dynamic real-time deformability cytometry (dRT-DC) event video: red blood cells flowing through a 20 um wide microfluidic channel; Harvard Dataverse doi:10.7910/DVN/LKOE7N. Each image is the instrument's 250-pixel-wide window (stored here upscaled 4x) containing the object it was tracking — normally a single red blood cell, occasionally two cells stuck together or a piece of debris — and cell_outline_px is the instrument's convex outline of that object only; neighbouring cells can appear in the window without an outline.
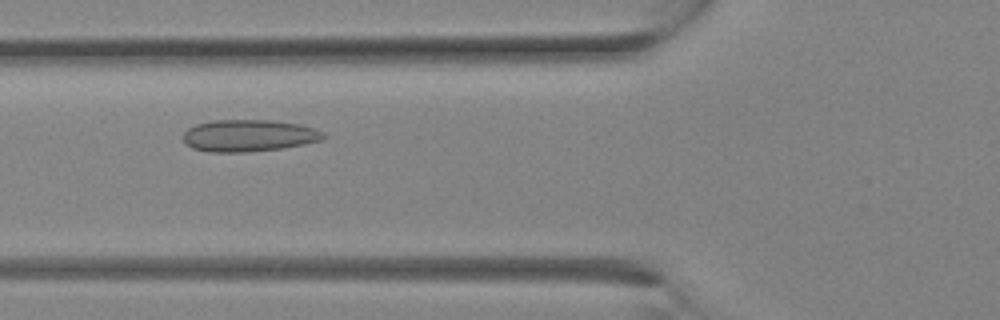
{"species": "Egyptian fruit bat (a non-hibernating species)", "species_latin": "Rousettus aegyptiacus", "temperature_condition": "room temperature", "stored_images_in_passage": 27, "camera_frame_rate_fps": 3000, "um_per_image_px": 0.085, "animal": {"sex": "female"}, "frame": {"image": 1, "passage_image": 9, "time_ms": 2.667, "image_size_px": [1000, 320], "cell_outline_px": [[324, 136], [320, 140], [304, 144], [284, 148], [244, 152], [208, 152], [192, 148], [184, 140], [184, 132], [188, 128], [196, 124], [216, 120], [272, 120], [300, 124], [324, 132]], "centroid_in_image_um": [21.14, 11.52], "position_along_channel_um": 104.7, "area_um2": 25.95}}
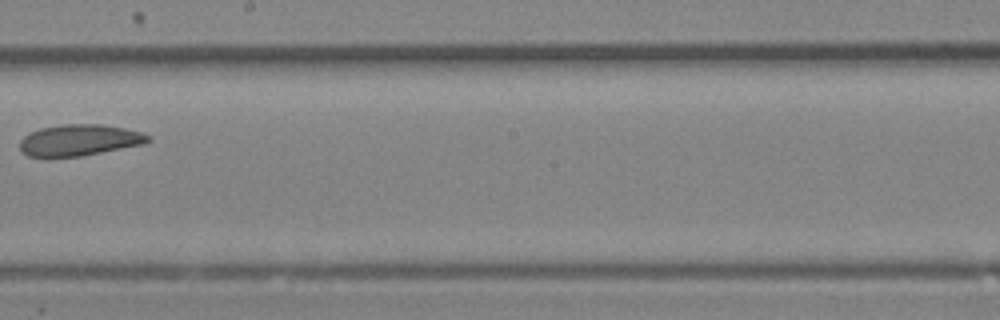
{"frame": {"image": 2, "passage_image": 15, "time_ms": 4.667, "image_size_px": [1000, 320], "cell_outline_px": [[152, 140], [144, 144], [80, 156], [44, 160], [28, 156], [20, 152], [20, 140], [28, 132], [40, 128], [60, 124], [100, 124], [124, 128], [140, 132], [152, 136]], "centroid_in_image_um": [6.66, 11.94], "position_along_channel_um": 241.5, "area_um2": 24.16}}
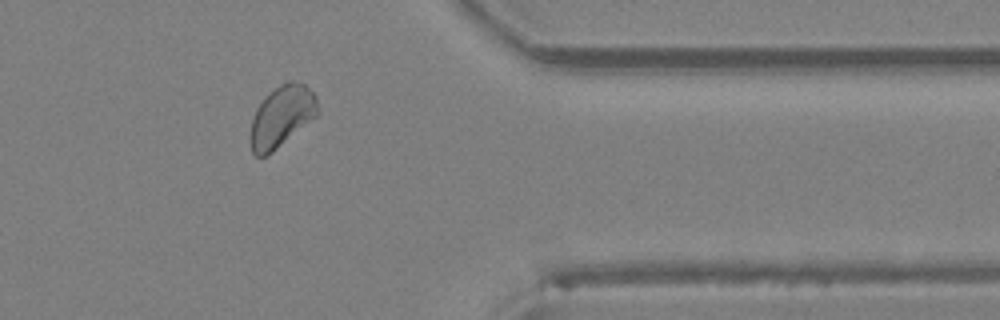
{"frame": {"image": 3, "passage_image": 22, "time_ms": 7.0, "image_size_px": [1000, 320], "cell_outline_px": [[320, 112], [316, 116], [272, 152], [264, 156], [256, 156], [252, 152], [248, 140], [248, 136], [252, 120], [256, 108], [280, 84], [288, 80], [292, 80], [304, 84], [316, 96]], "centroid_in_image_um": [23.93, 9.91], "position_along_channel_um": 387.5, "area_um2": 23.87}}